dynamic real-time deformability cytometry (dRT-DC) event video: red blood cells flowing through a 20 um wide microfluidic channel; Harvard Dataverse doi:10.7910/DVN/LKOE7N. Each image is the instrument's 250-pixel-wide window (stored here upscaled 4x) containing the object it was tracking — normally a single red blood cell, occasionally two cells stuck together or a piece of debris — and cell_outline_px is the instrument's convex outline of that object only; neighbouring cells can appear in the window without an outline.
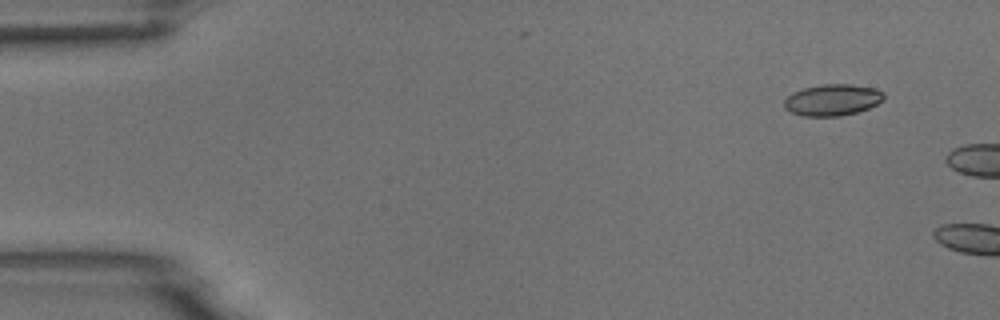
{"species": "common noctule bat (a hibernating species)", "species_latin": "Nyctalus noctula", "temperature_condition": "room temperature", "stored_images_in_passage": 7, "camera_frame_rate_fps": 3000, "um_per_image_px": 0.085, "animal": {"sex": "male", "body_mass_g": 18.8}, "frame": {"image": 1, "passage_image": 2, "time_ms": 0.333, "image_size_px": [1000, 320], "cell_outline_px": [[884, 100], [868, 108], [856, 112], [840, 116], [804, 116], [792, 112], [784, 108], [784, 100], [792, 92], [804, 88], [820, 84], [852, 84], [876, 88], [884, 92]], "centroid_in_image_um": [70.77, 8.48], "position_along_channel_um": 14.2, "area_um2": 18.32}}